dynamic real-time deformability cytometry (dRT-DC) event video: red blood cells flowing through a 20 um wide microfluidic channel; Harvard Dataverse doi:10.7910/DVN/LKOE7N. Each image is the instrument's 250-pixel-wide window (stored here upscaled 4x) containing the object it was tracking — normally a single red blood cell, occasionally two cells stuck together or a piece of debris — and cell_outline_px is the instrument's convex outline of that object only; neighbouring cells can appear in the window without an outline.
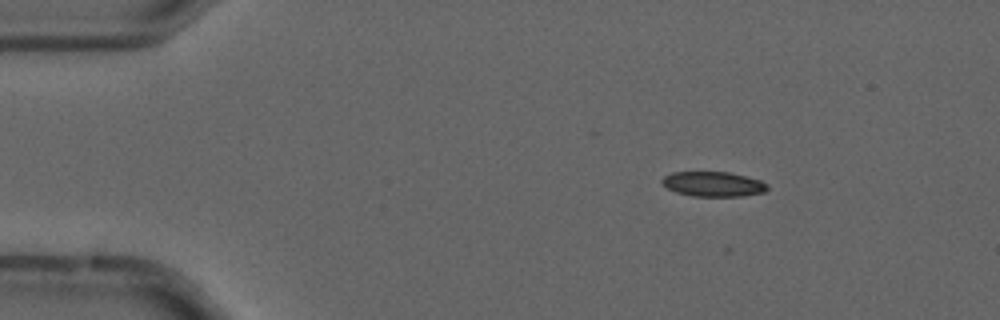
{"species": "common noctule bat (a hibernating species)", "species_latin": "Nyctalus noctula", "temperature_condition": "cold", "stored_images_in_passage": 5, "camera_frame_rate_fps": 3000, "um_per_image_px": 0.085, "animal": {"sex": "male", "forearm_length_mm": 52.5}, "frame": {"image": 1, "passage_image": 3, "time_ms": 0.667, "image_size_px": [1000, 320], "cell_outline_px": [[768, 188], [764, 192], [744, 196], [692, 196], [676, 192], [668, 188], [660, 180], [664, 176], [672, 172], [728, 172], [760, 180], [768, 184]], "centroid_in_image_um": [60.63, 15.65], "position_along_channel_um": 24.4, "area_um2": 15.2}}